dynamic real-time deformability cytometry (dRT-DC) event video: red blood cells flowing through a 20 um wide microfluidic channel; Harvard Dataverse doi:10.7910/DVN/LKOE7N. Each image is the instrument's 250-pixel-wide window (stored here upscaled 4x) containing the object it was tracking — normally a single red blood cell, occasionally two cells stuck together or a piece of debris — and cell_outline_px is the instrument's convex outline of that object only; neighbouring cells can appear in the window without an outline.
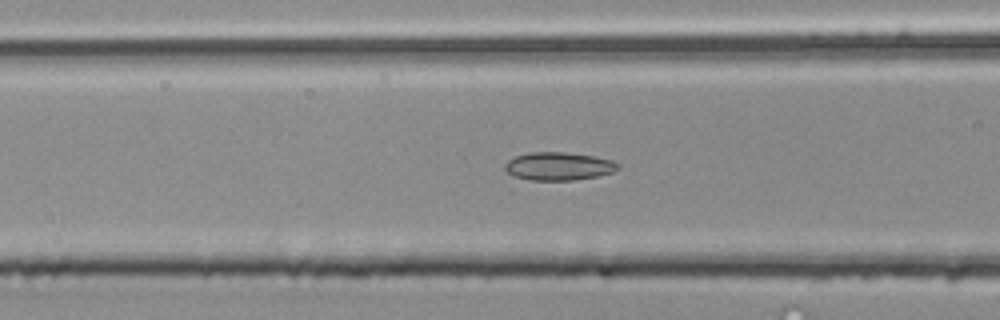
{"species": "common noctule bat (a hibernating species)", "species_latin": "Nyctalus noctula", "temperature_condition": "room temperature", "stored_images_in_passage": 38, "camera_frame_rate_fps": 3000, "um_per_image_px": 0.085, "animal": {"sex": "male", "body_mass_g": 20.4}, "frame": {"image": 1, "passage_image": 17, "time_ms": 5.333, "image_size_px": [1000, 320], "cell_outline_px": [[620, 168], [612, 172], [600, 176], [572, 180], [532, 180], [516, 176], [508, 172], [504, 168], [504, 164], [508, 160], [516, 156], [532, 152], [564, 152], [592, 156], [612, 160], [620, 164]], "centroid_in_image_um": [47.51, 14.13], "position_along_channel_um": 119.1, "area_um2": 18.38}}
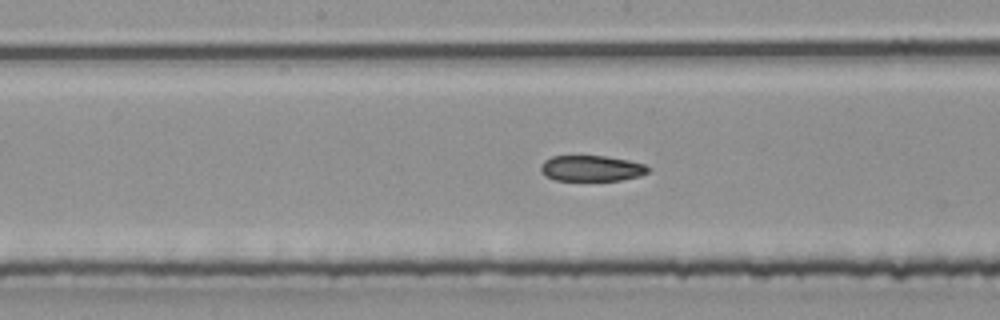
{"frame": {"image": 2, "passage_image": 23, "time_ms": 7.333, "image_size_px": [1000, 320], "cell_outline_px": [[652, 168], [648, 172], [640, 176], [620, 180], [556, 180], [548, 176], [540, 168], [540, 164], [544, 160], [552, 156], [604, 156], [628, 160], [644, 164]], "centroid_in_image_um": [50.31, 14.3], "position_along_channel_um": 197.9, "area_um2": 16.01}}
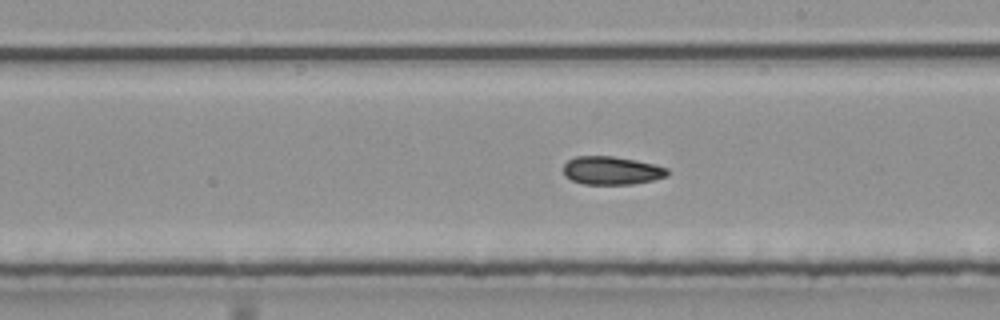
{"frame": {"image": 3, "passage_image": 26, "time_ms": 8.333, "image_size_px": [1000, 320], "cell_outline_px": [[668, 176], [652, 180], [632, 184], [584, 184], [572, 180], [564, 176], [564, 164], [568, 160], [576, 156], [612, 156], [636, 160], [656, 164], [668, 168]], "centroid_in_image_um": [52.0, 14.49], "position_along_channel_um": 237.0, "area_um2": 17.17}}